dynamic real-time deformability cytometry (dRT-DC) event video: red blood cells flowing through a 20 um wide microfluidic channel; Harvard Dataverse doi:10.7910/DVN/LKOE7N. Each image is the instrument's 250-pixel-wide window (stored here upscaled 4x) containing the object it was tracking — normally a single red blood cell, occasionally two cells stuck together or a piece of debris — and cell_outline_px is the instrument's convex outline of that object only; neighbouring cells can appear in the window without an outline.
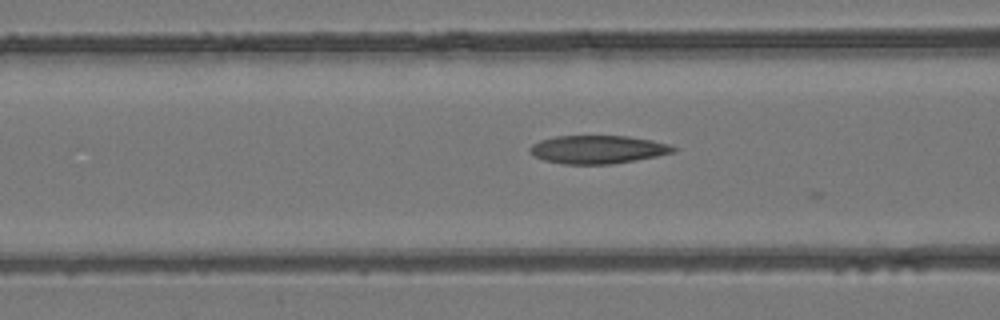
{"species": "common noctule bat (a hibernating species)", "species_latin": "Nyctalus noctula", "temperature_condition": "room temperature", "stored_images_in_passage": 9, "camera_frame_rate_fps": 3000, "um_per_image_px": 0.085, "animal": {"sex": "female", "body_mass_g": 24.6, "forearm_length_mm": 56.2}, "frame": {"image": 1, "passage_image": 7, "time_ms": 2.0, "image_size_px": [1000, 320], "cell_outline_px": [[676, 152], [656, 156], [612, 164], [564, 164], [544, 160], [536, 156], [528, 148], [532, 144], [540, 140], [556, 136], [628, 136], [652, 140], [668, 144], [676, 148]], "centroid_in_image_um": [50.82, 12.7], "position_along_channel_um": 115.8, "area_um2": 23.41}}